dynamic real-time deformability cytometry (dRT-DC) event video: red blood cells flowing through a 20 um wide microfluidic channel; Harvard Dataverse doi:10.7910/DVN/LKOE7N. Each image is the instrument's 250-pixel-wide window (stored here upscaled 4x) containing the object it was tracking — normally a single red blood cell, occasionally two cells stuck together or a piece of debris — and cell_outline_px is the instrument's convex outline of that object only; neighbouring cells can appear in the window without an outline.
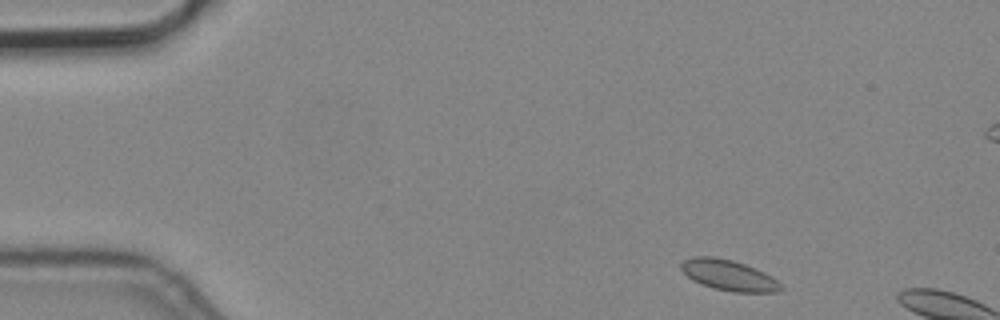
{"species": "common noctule bat (a hibernating species)", "species_latin": "Nyctalus noctula", "temperature_condition": "cold", "stored_images_in_passage": 2, "camera_frame_rate_fps": 3000, "um_per_image_px": 0.085, "animal": {"sex": "male", "body_mass_g": 19.2, "forearm_length_mm": 51.8}, "frame": {"image": 1, "passage_image": 1, "time_ms": 0.0, "image_size_px": [1000, 320], "cell_outline_px": [[784, 288], [776, 292], [732, 292], [712, 288], [700, 284], [692, 280], [680, 268], [680, 264], [684, 260], [692, 256], [712, 256], [732, 260], [756, 268], [764, 272], [776, 280]], "centroid_in_image_um": [61.91, 23.39], "position_along_channel_um": 23.1, "area_um2": 17.86}}